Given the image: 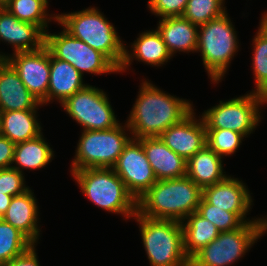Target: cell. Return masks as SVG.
Returning <instances> with one entry per match:
<instances>
[{
	"label": "cell",
	"instance_id": "15",
	"mask_svg": "<svg viewBox=\"0 0 267 266\" xmlns=\"http://www.w3.org/2000/svg\"><path fill=\"white\" fill-rule=\"evenodd\" d=\"M198 120L192 111L182 121L170 126L159 136L172 151L186 161L207 145L204 122L202 118Z\"/></svg>",
	"mask_w": 267,
	"mask_h": 266
},
{
	"label": "cell",
	"instance_id": "6",
	"mask_svg": "<svg viewBox=\"0 0 267 266\" xmlns=\"http://www.w3.org/2000/svg\"><path fill=\"white\" fill-rule=\"evenodd\" d=\"M197 50L213 83H218L227 71L238 49L235 28L227 12L219 18L199 25ZM238 43V44H237Z\"/></svg>",
	"mask_w": 267,
	"mask_h": 266
},
{
	"label": "cell",
	"instance_id": "19",
	"mask_svg": "<svg viewBox=\"0 0 267 266\" xmlns=\"http://www.w3.org/2000/svg\"><path fill=\"white\" fill-rule=\"evenodd\" d=\"M2 219L22 232L33 244L39 239L38 207L31 189L13 196Z\"/></svg>",
	"mask_w": 267,
	"mask_h": 266
},
{
	"label": "cell",
	"instance_id": "31",
	"mask_svg": "<svg viewBox=\"0 0 267 266\" xmlns=\"http://www.w3.org/2000/svg\"><path fill=\"white\" fill-rule=\"evenodd\" d=\"M245 136L229 129H206V143L220 157L232 155Z\"/></svg>",
	"mask_w": 267,
	"mask_h": 266
},
{
	"label": "cell",
	"instance_id": "13",
	"mask_svg": "<svg viewBox=\"0 0 267 266\" xmlns=\"http://www.w3.org/2000/svg\"><path fill=\"white\" fill-rule=\"evenodd\" d=\"M6 56L5 60L18 73L30 93L41 104H47L50 79V52L44 45L35 51L16 52Z\"/></svg>",
	"mask_w": 267,
	"mask_h": 266
},
{
	"label": "cell",
	"instance_id": "25",
	"mask_svg": "<svg viewBox=\"0 0 267 266\" xmlns=\"http://www.w3.org/2000/svg\"><path fill=\"white\" fill-rule=\"evenodd\" d=\"M181 223L184 234V250L189 259L217 238L220 233L212 222L206 220L197 211L187 216Z\"/></svg>",
	"mask_w": 267,
	"mask_h": 266
},
{
	"label": "cell",
	"instance_id": "3",
	"mask_svg": "<svg viewBox=\"0 0 267 266\" xmlns=\"http://www.w3.org/2000/svg\"><path fill=\"white\" fill-rule=\"evenodd\" d=\"M58 24L72 37L82 40L104 54L118 69L125 55V45L115 27L104 18L97 8H87L68 14H58Z\"/></svg>",
	"mask_w": 267,
	"mask_h": 266
},
{
	"label": "cell",
	"instance_id": "5",
	"mask_svg": "<svg viewBox=\"0 0 267 266\" xmlns=\"http://www.w3.org/2000/svg\"><path fill=\"white\" fill-rule=\"evenodd\" d=\"M71 173L84 195L98 207L126 218L136 214L137 201L113 168H86Z\"/></svg>",
	"mask_w": 267,
	"mask_h": 266
},
{
	"label": "cell",
	"instance_id": "8",
	"mask_svg": "<svg viewBox=\"0 0 267 266\" xmlns=\"http://www.w3.org/2000/svg\"><path fill=\"white\" fill-rule=\"evenodd\" d=\"M124 127L118 125L107 130H83L77 144L71 171L86 168H112L125 145L131 139L126 136Z\"/></svg>",
	"mask_w": 267,
	"mask_h": 266
},
{
	"label": "cell",
	"instance_id": "21",
	"mask_svg": "<svg viewBox=\"0 0 267 266\" xmlns=\"http://www.w3.org/2000/svg\"><path fill=\"white\" fill-rule=\"evenodd\" d=\"M85 86L86 84H83V75L72 64L55 58L50 53L47 103L56 98L62 104L67 98Z\"/></svg>",
	"mask_w": 267,
	"mask_h": 266
},
{
	"label": "cell",
	"instance_id": "12",
	"mask_svg": "<svg viewBox=\"0 0 267 266\" xmlns=\"http://www.w3.org/2000/svg\"><path fill=\"white\" fill-rule=\"evenodd\" d=\"M112 168L136 201L157 181L142 143L132 137Z\"/></svg>",
	"mask_w": 267,
	"mask_h": 266
},
{
	"label": "cell",
	"instance_id": "14",
	"mask_svg": "<svg viewBox=\"0 0 267 266\" xmlns=\"http://www.w3.org/2000/svg\"><path fill=\"white\" fill-rule=\"evenodd\" d=\"M249 193L242 180L227 176L223 181L204 188L202 197L211 205L236 213L244 222H267L265 218L245 219L252 205Z\"/></svg>",
	"mask_w": 267,
	"mask_h": 266
},
{
	"label": "cell",
	"instance_id": "32",
	"mask_svg": "<svg viewBox=\"0 0 267 266\" xmlns=\"http://www.w3.org/2000/svg\"><path fill=\"white\" fill-rule=\"evenodd\" d=\"M197 212L206 220L212 222L220 232L235 230L245 223L236 213L211 205L203 197L198 205Z\"/></svg>",
	"mask_w": 267,
	"mask_h": 266
},
{
	"label": "cell",
	"instance_id": "35",
	"mask_svg": "<svg viewBox=\"0 0 267 266\" xmlns=\"http://www.w3.org/2000/svg\"><path fill=\"white\" fill-rule=\"evenodd\" d=\"M15 145L10 139L0 134V169L11 168Z\"/></svg>",
	"mask_w": 267,
	"mask_h": 266
},
{
	"label": "cell",
	"instance_id": "18",
	"mask_svg": "<svg viewBox=\"0 0 267 266\" xmlns=\"http://www.w3.org/2000/svg\"><path fill=\"white\" fill-rule=\"evenodd\" d=\"M157 180L186 176L187 161L172 151L160 137L138 139Z\"/></svg>",
	"mask_w": 267,
	"mask_h": 266
},
{
	"label": "cell",
	"instance_id": "17",
	"mask_svg": "<svg viewBox=\"0 0 267 266\" xmlns=\"http://www.w3.org/2000/svg\"><path fill=\"white\" fill-rule=\"evenodd\" d=\"M40 105L13 67L0 59V111L36 110Z\"/></svg>",
	"mask_w": 267,
	"mask_h": 266
},
{
	"label": "cell",
	"instance_id": "28",
	"mask_svg": "<svg viewBox=\"0 0 267 266\" xmlns=\"http://www.w3.org/2000/svg\"><path fill=\"white\" fill-rule=\"evenodd\" d=\"M32 245L22 232L0 218V266L23 254Z\"/></svg>",
	"mask_w": 267,
	"mask_h": 266
},
{
	"label": "cell",
	"instance_id": "23",
	"mask_svg": "<svg viewBox=\"0 0 267 266\" xmlns=\"http://www.w3.org/2000/svg\"><path fill=\"white\" fill-rule=\"evenodd\" d=\"M222 165V157L206 145L187 160L186 175L203 190L227 177Z\"/></svg>",
	"mask_w": 267,
	"mask_h": 266
},
{
	"label": "cell",
	"instance_id": "33",
	"mask_svg": "<svg viewBox=\"0 0 267 266\" xmlns=\"http://www.w3.org/2000/svg\"><path fill=\"white\" fill-rule=\"evenodd\" d=\"M23 174L12 167L0 169V194L17 196L29 190L24 184Z\"/></svg>",
	"mask_w": 267,
	"mask_h": 266
},
{
	"label": "cell",
	"instance_id": "37",
	"mask_svg": "<svg viewBox=\"0 0 267 266\" xmlns=\"http://www.w3.org/2000/svg\"><path fill=\"white\" fill-rule=\"evenodd\" d=\"M13 196L0 194V218L6 213Z\"/></svg>",
	"mask_w": 267,
	"mask_h": 266
},
{
	"label": "cell",
	"instance_id": "9",
	"mask_svg": "<svg viewBox=\"0 0 267 266\" xmlns=\"http://www.w3.org/2000/svg\"><path fill=\"white\" fill-rule=\"evenodd\" d=\"M264 104L261 93L250 92L233 98L204 111L202 120L206 129H229L245 137L252 133L260 122V105Z\"/></svg>",
	"mask_w": 267,
	"mask_h": 266
},
{
	"label": "cell",
	"instance_id": "11",
	"mask_svg": "<svg viewBox=\"0 0 267 266\" xmlns=\"http://www.w3.org/2000/svg\"><path fill=\"white\" fill-rule=\"evenodd\" d=\"M61 105L83 130H107L120 124L106 93L88 84Z\"/></svg>",
	"mask_w": 267,
	"mask_h": 266
},
{
	"label": "cell",
	"instance_id": "36",
	"mask_svg": "<svg viewBox=\"0 0 267 266\" xmlns=\"http://www.w3.org/2000/svg\"><path fill=\"white\" fill-rule=\"evenodd\" d=\"M35 245L33 244L27 251L13 258L10 262L5 263L3 266H40L35 252Z\"/></svg>",
	"mask_w": 267,
	"mask_h": 266
},
{
	"label": "cell",
	"instance_id": "1",
	"mask_svg": "<svg viewBox=\"0 0 267 266\" xmlns=\"http://www.w3.org/2000/svg\"><path fill=\"white\" fill-rule=\"evenodd\" d=\"M139 92L127 119L134 139L159 137L194 111L188 100L166 94L150 82L144 81Z\"/></svg>",
	"mask_w": 267,
	"mask_h": 266
},
{
	"label": "cell",
	"instance_id": "27",
	"mask_svg": "<svg viewBox=\"0 0 267 266\" xmlns=\"http://www.w3.org/2000/svg\"><path fill=\"white\" fill-rule=\"evenodd\" d=\"M3 7L18 20L33 23L45 33L49 20H57V14L47 17L48 0H6Z\"/></svg>",
	"mask_w": 267,
	"mask_h": 266
},
{
	"label": "cell",
	"instance_id": "29",
	"mask_svg": "<svg viewBox=\"0 0 267 266\" xmlns=\"http://www.w3.org/2000/svg\"><path fill=\"white\" fill-rule=\"evenodd\" d=\"M262 16L253 40V73L256 82L253 91L257 93H262L267 88V12Z\"/></svg>",
	"mask_w": 267,
	"mask_h": 266
},
{
	"label": "cell",
	"instance_id": "34",
	"mask_svg": "<svg viewBox=\"0 0 267 266\" xmlns=\"http://www.w3.org/2000/svg\"><path fill=\"white\" fill-rule=\"evenodd\" d=\"M188 0H149L148 8L154 15L165 17L182 16Z\"/></svg>",
	"mask_w": 267,
	"mask_h": 266
},
{
	"label": "cell",
	"instance_id": "4",
	"mask_svg": "<svg viewBox=\"0 0 267 266\" xmlns=\"http://www.w3.org/2000/svg\"><path fill=\"white\" fill-rule=\"evenodd\" d=\"M134 219L140 225L143 245L151 266H190V259L184 250L180 221L149 218L138 212Z\"/></svg>",
	"mask_w": 267,
	"mask_h": 266
},
{
	"label": "cell",
	"instance_id": "7",
	"mask_svg": "<svg viewBox=\"0 0 267 266\" xmlns=\"http://www.w3.org/2000/svg\"><path fill=\"white\" fill-rule=\"evenodd\" d=\"M266 232L267 222H245L235 230L220 232L190 259V266L232 265Z\"/></svg>",
	"mask_w": 267,
	"mask_h": 266
},
{
	"label": "cell",
	"instance_id": "22",
	"mask_svg": "<svg viewBox=\"0 0 267 266\" xmlns=\"http://www.w3.org/2000/svg\"><path fill=\"white\" fill-rule=\"evenodd\" d=\"M132 48V54L125 49L124 59L119 72L126 70L133 58L152 66H161L172 57L157 29L141 33L132 44Z\"/></svg>",
	"mask_w": 267,
	"mask_h": 266
},
{
	"label": "cell",
	"instance_id": "38",
	"mask_svg": "<svg viewBox=\"0 0 267 266\" xmlns=\"http://www.w3.org/2000/svg\"><path fill=\"white\" fill-rule=\"evenodd\" d=\"M264 103L267 104V88L261 93Z\"/></svg>",
	"mask_w": 267,
	"mask_h": 266
},
{
	"label": "cell",
	"instance_id": "20",
	"mask_svg": "<svg viewBox=\"0 0 267 266\" xmlns=\"http://www.w3.org/2000/svg\"><path fill=\"white\" fill-rule=\"evenodd\" d=\"M159 20L157 31L173 56L176 51L191 52L197 50L198 26L182 16L165 17Z\"/></svg>",
	"mask_w": 267,
	"mask_h": 266
},
{
	"label": "cell",
	"instance_id": "26",
	"mask_svg": "<svg viewBox=\"0 0 267 266\" xmlns=\"http://www.w3.org/2000/svg\"><path fill=\"white\" fill-rule=\"evenodd\" d=\"M54 151L50 148L48 142L43 138V134H40L34 139H30L24 142L17 143L15 145L13 169L23 172L25 169H40L45 167L53 159Z\"/></svg>",
	"mask_w": 267,
	"mask_h": 266
},
{
	"label": "cell",
	"instance_id": "30",
	"mask_svg": "<svg viewBox=\"0 0 267 266\" xmlns=\"http://www.w3.org/2000/svg\"><path fill=\"white\" fill-rule=\"evenodd\" d=\"M224 0H188L182 17L197 26L221 17L226 13ZM223 5V6H222Z\"/></svg>",
	"mask_w": 267,
	"mask_h": 266
},
{
	"label": "cell",
	"instance_id": "24",
	"mask_svg": "<svg viewBox=\"0 0 267 266\" xmlns=\"http://www.w3.org/2000/svg\"><path fill=\"white\" fill-rule=\"evenodd\" d=\"M37 110L0 111V134L14 144L34 139L41 133Z\"/></svg>",
	"mask_w": 267,
	"mask_h": 266
},
{
	"label": "cell",
	"instance_id": "2",
	"mask_svg": "<svg viewBox=\"0 0 267 266\" xmlns=\"http://www.w3.org/2000/svg\"><path fill=\"white\" fill-rule=\"evenodd\" d=\"M202 195L203 190L187 175L157 180L137 200V212L149 218L182 222L197 211Z\"/></svg>",
	"mask_w": 267,
	"mask_h": 266
},
{
	"label": "cell",
	"instance_id": "39",
	"mask_svg": "<svg viewBox=\"0 0 267 266\" xmlns=\"http://www.w3.org/2000/svg\"><path fill=\"white\" fill-rule=\"evenodd\" d=\"M5 1H6V0H0V5H2V6H3V5H4V3H5Z\"/></svg>",
	"mask_w": 267,
	"mask_h": 266
},
{
	"label": "cell",
	"instance_id": "16",
	"mask_svg": "<svg viewBox=\"0 0 267 266\" xmlns=\"http://www.w3.org/2000/svg\"><path fill=\"white\" fill-rule=\"evenodd\" d=\"M0 40L12 44L15 53L35 51L45 45V32L33 23L18 20L6 8L1 6ZM5 58V54H0V59Z\"/></svg>",
	"mask_w": 267,
	"mask_h": 266
},
{
	"label": "cell",
	"instance_id": "10",
	"mask_svg": "<svg viewBox=\"0 0 267 266\" xmlns=\"http://www.w3.org/2000/svg\"><path fill=\"white\" fill-rule=\"evenodd\" d=\"M45 46L49 52L62 61L72 64L83 72L104 74L119 72V69L101 52L72 37L63 29L59 34L45 33Z\"/></svg>",
	"mask_w": 267,
	"mask_h": 266
}]
</instances>
